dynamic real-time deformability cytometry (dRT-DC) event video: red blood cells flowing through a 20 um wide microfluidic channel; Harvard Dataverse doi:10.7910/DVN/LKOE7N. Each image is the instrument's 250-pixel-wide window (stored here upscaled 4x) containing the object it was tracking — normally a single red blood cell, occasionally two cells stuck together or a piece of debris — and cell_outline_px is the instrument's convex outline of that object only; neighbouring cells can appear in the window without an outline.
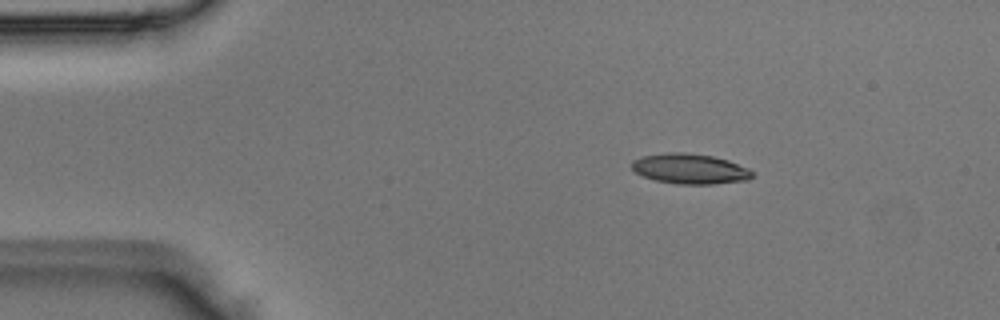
{"species": "Egyptian fruit bat (a non-hibernating species)", "species_latin": "Rousettus aegyptiacus", "temperature_condition": "room temperature", "stored_images_in_passage": 3, "camera_frame_rate_fps": 3000, "um_per_image_px": 0.085, "animal": {"sex": "male"}, "frame": {"image": 1, "passage_image": 2, "time_ms": 0.333, "image_size_px": [1000, 320], "cell_outline_px": [[752, 176], [748, 180], [712, 184], [676, 184], [656, 180], [644, 176], [636, 172], [632, 168], [632, 160], [640, 156], [668, 152], [684, 152], [712, 156], [728, 160], [748, 168], [752, 172]], "centroid_in_image_um": [58.63, 14.34], "position_along_channel_um": 26.4, "area_um2": 21.15}}